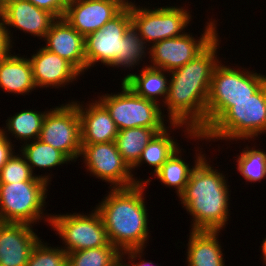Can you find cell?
Listing matches in <instances>:
<instances>
[{
  "instance_id": "6da1fadb",
  "label": "cell",
  "mask_w": 266,
  "mask_h": 266,
  "mask_svg": "<svg viewBox=\"0 0 266 266\" xmlns=\"http://www.w3.org/2000/svg\"><path fill=\"white\" fill-rule=\"evenodd\" d=\"M219 40L218 35L192 61L170 72L168 94L161 106L166 105L169 124H182L193 133H205L211 79L220 58L217 55Z\"/></svg>"
},
{
  "instance_id": "7a4b0ae2",
  "label": "cell",
  "mask_w": 266,
  "mask_h": 266,
  "mask_svg": "<svg viewBox=\"0 0 266 266\" xmlns=\"http://www.w3.org/2000/svg\"><path fill=\"white\" fill-rule=\"evenodd\" d=\"M197 151L194 169L178 198L192 216L191 230L221 231L230 216L228 181L226 175L207 162L203 151Z\"/></svg>"
},
{
  "instance_id": "3957f363",
  "label": "cell",
  "mask_w": 266,
  "mask_h": 266,
  "mask_svg": "<svg viewBox=\"0 0 266 266\" xmlns=\"http://www.w3.org/2000/svg\"><path fill=\"white\" fill-rule=\"evenodd\" d=\"M147 184L110 188L95 209L101 215L112 245L120 252L144 249L149 240L148 213L144 199Z\"/></svg>"
},
{
  "instance_id": "277c9868",
  "label": "cell",
  "mask_w": 266,
  "mask_h": 266,
  "mask_svg": "<svg viewBox=\"0 0 266 266\" xmlns=\"http://www.w3.org/2000/svg\"><path fill=\"white\" fill-rule=\"evenodd\" d=\"M264 132L266 134V97L261 87L250 99L232 102V106L204 134L194 133L191 138L208 142L254 141Z\"/></svg>"
},
{
  "instance_id": "5b68a950",
  "label": "cell",
  "mask_w": 266,
  "mask_h": 266,
  "mask_svg": "<svg viewBox=\"0 0 266 266\" xmlns=\"http://www.w3.org/2000/svg\"><path fill=\"white\" fill-rule=\"evenodd\" d=\"M221 63L219 61L212 74L205 132L232 106V102L250 99L261 88L265 76L250 69H235L234 66L231 68Z\"/></svg>"
},
{
  "instance_id": "8992f818",
  "label": "cell",
  "mask_w": 266,
  "mask_h": 266,
  "mask_svg": "<svg viewBox=\"0 0 266 266\" xmlns=\"http://www.w3.org/2000/svg\"><path fill=\"white\" fill-rule=\"evenodd\" d=\"M50 184L47 181L0 183V222L34 226L39 220L45 219L50 224L51 215L43 211L47 203V186Z\"/></svg>"
},
{
  "instance_id": "52a82bcc",
  "label": "cell",
  "mask_w": 266,
  "mask_h": 266,
  "mask_svg": "<svg viewBox=\"0 0 266 266\" xmlns=\"http://www.w3.org/2000/svg\"><path fill=\"white\" fill-rule=\"evenodd\" d=\"M121 92L103 94L98 100L109 111L118 130L134 127L166 128L161 105L138 96L127 84L121 82Z\"/></svg>"
},
{
  "instance_id": "ba28073f",
  "label": "cell",
  "mask_w": 266,
  "mask_h": 266,
  "mask_svg": "<svg viewBox=\"0 0 266 266\" xmlns=\"http://www.w3.org/2000/svg\"><path fill=\"white\" fill-rule=\"evenodd\" d=\"M138 6L134 4L131 7L132 26L143 41L148 43V47L151 43L184 35L185 28L192 20L191 12L185 7L164 6L150 9Z\"/></svg>"
},
{
  "instance_id": "9c48e42d",
  "label": "cell",
  "mask_w": 266,
  "mask_h": 266,
  "mask_svg": "<svg viewBox=\"0 0 266 266\" xmlns=\"http://www.w3.org/2000/svg\"><path fill=\"white\" fill-rule=\"evenodd\" d=\"M50 226L65 244L61 248L66 253L102 247L110 243L101 215L95 208L87 215L77 212L51 214Z\"/></svg>"
},
{
  "instance_id": "30bf717a",
  "label": "cell",
  "mask_w": 266,
  "mask_h": 266,
  "mask_svg": "<svg viewBox=\"0 0 266 266\" xmlns=\"http://www.w3.org/2000/svg\"><path fill=\"white\" fill-rule=\"evenodd\" d=\"M39 139L61 151L71 162H76L82 149L77 101L47 110Z\"/></svg>"
},
{
  "instance_id": "8fae6325",
  "label": "cell",
  "mask_w": 266,
  "mask_h": 266,
  "mask_svg": "<svg viewBox=\"0 0 266 266\" xmlns=\"http://www.w3.org/2000/svg\"><path fill=\"white\" fill-rule=\"evenodd\" d=\"M206 24L198 39L186 32L180 37L168 38L151 44L150 58L147 57L151 60V64L148 66L171 72L192 61L218 36L216 20L209 19Z\"/></svg>"
},
{
  "instance_id": "7c38bea8",
  "label": "cell",
  "mask_w": 266,
  "mask_h": 266,
  "mask_svg": "<svg viewBox=\"0 0 266 266\" xmlns=\"http://www.w3.org/2000/svg\"><path fill=\"white\" fill-rule=\"evenodd\" d=\"M80 157H83L87 172L98 179L110 184V188H128L137 184L150 185V178L146 180L134 178L131 168L123 160L117 150L115 141L82 144ZM113 185V186H112Z\"/></svg>"
},
{
  "instance_id": "4fadbf2b",
  "label": "cell",
  "mask_w": 266,
  "mask_h": 266,
  "mask_svg": "<svg viewBox=\"0 0 266 266\" xmlns=\"http://www.w3.org/2000/svg\"><path fill=\"white\" fill-rule=\"evenodd\" d=\"M132 27L131 8L123 9L103 27L85 37L86 70L101 62L109 67L120 52L121 39Z\"/></svg>"
},
{
  "instance_id": "5bb4252c",
  "label": "cell",
  "mask_w": 266,
  "mask_h": 266,
  "mask_svg": "<svg viewBox=\"0 0 266 266\" xmlns=\"http://www.w3.org/2000/svg\"><path fill=\"white\" fill-rule=\"evenodd\" d=\"M123 9L108 0H68L63 18L86 37L103 27Z\"/></svg>"
},
{
  "instance_id": "9a60e30c",
  "label": "cell",
  "mask_w": 266,
  "mask_h": 266,
  "mask_svg": "<svg viewBox=\"0 0 266 266\" xmlns=\"http://www.w3.org/2000/svg\"><path fill=\"white\" fill-rule=\"evenodd\" d=\"M39 240L32 225L0 222V266H26Z\"/></svg>"
},
{
  "instance_id": "2e32d148",
  "label": "cell",
  "mask_w": 266,
  "mask_h": 266,
  "mask_svg": "<svg viewBox=\"0 0 266 266\" xmlns=\"http://www.w3.org/2000/svg\"><path fill=\"white\" fill-rule=\"evenodd\" d=\"M0 15L12 43H14V39L11 38L13 33L9 27L34 35V38L37 36L39 39H44L52 23L57 19L47 10L38 8L28 0H12Z\"/></svg>"
},
{
  "instance_id": "e0dca14e",
  "label": "cell",
  "mask_w": 266,
  "mask_h": 266,
  "mask_svg": "<svg viewBox=\"0 0 266 266\" xmlns=\"http://www.w3.org/2000/svg\"><path fill=\"white\" fill-rule=\"evenodd\" d=\"M29 60L36 88H66L82 76L70 62L42 46Z\"/></svg>"
},
{
  "instance_id": "ac0fdd59",
  "label": "cell",
  "mask_w": 266,
  "mask_h": 266,
  "mask_svg": "<svg viewBox=\"0 0 266 266\" xmlns=\"http://www.w3.org/2000/svg\"><path fill=\"white\" fill-rule=\"evenodd\" d=\"M43 47L70 62L81 74L86 71L85 37L64 18H57L44 37Z\"/></svg>"
},
{
  "instance_id": "d6986e66",
  "label": "cell",
  "mask_w": 266,
  "mask_h": 266,
  "mask_svg": "<svg viewBox=\"0 0 266 266\" xmlns=\"http://www.w3.org/2000/svg\"><path fill=\"white\" fill-rule=\"evenodd\" d=\"M83 106L77 101L81 123V144H97L115 141L118 128L106 107L98 100Z\"/></svg>"
},
{
  "instance_id": "ffe728a7",
  "label": "cell",
  "mask_w": 266,
  "mask_h": 266,
  "mask_svg": "<svg viewBox=\"0 0 266 266\" xmlns=\"http://www.w3.org/2000/svg\"><path fill=\"white\" fill-rule=\"evenodd\" d=\"M220 231L191 230L187 243V266H226Z\"/></svg>"
},
{
  "instance_id": "44dd1931",
  "label": "cell",
  "mask_w": 266,
  "mask_h": 266,
  "mask_svg": "<svg viewBox=\"0 0 266 266\" xmlns=\"http://www.w3.org/2000/svg\"><path fill=\"white\" fill-rule=\"evenodd\" d=\"M13 54L0 61V88L5 93L27 95L36 89L31 62L27 56Z\"/></svg>"
},
{
  "instance_id": "7402d4cb",
  "label": "cell",
  "mask_w": 266,
  "mask_h": 266,
  "mask_svg": "<svg viewBox=\"0 0 266 266\" xmlns=\"http://www.w3.org/2000/svg\"><path fill=\"white\" fill-rule=\"evenodd\" d=\"M141 69L140 74L128 73L121 82L127 84L138 96L164 104L169 89L170 80L167 77L170 72L150 67L148 64ZM161 97L163 98L160 99Z\"/></svg>"
},
{
  "instance_id": "603a6c76",
  "label": "cell",
  "mask_w": 266,
  "mask_h": 266,
  "mask_svg": "<svg viewBox=\"0 0 266 266\" xmlns=\"http://www.w3.org/2000/svg\"><path fill=\"white\" fill-rule=\"evenodd\" d=\"M170 126L166 127L163 131L157 133L146 145L140 159L138 162L131 168V171H134L135 168L141 167L142 164L147 163V165L154 167L153 173L155 174L162 164L177 150L180 145L175 141L174 137L170 136L168 130L171 128L174 131V128L178 130L182 127L185 128V136L191 139V136L194 134L188 127L182 124H168ZM188 134V135H187Z\"/></svg>"
},
{
  "instance_id": "cb8c5ba5",
  "label": "cell",
  "mask_w": 266,
  "mask_h": 266,
  "mask_svg": "<svg viewBox=\"0 0 266 266\" xmlns=\"http://www.w3.org/2000/svg\"><path fill=\"white\" fill-rule=\"evenodd\" d=\"M165 128L134 127L119 130L115 143L123 160L132 168L149 141Z\"/></svg>"
},
{
  "instance_id": "d4e9b609",
  "label": "cell",
  "mask_w": 266,
  "mask_h": 266,
  "mask_svg": "<svg viewBox=\"0 0 266 266\" xmlns=\"http://www.w3.org/2000/svg\"><path fill=\"white\" fill-rule=\"evenodd\" d=\"M47 111L43 113L34 110H22L15 113L14 116L9 117L6 122V127L1 128L3 134L10 140L9 134L14 136L17 140L24 143L39 139L42 122ZM7 129V130H6ZM9 134H8V133Z\"/></svg>"
},
{
  "instance_id": "484cf974",
  "label": "cell",
  "mask_w": 266,
  "mask_h": 266,
  "mask_svg": "<svg viewBox=\"0 0 266 266\" xmlns=\"http://www.w3.org/2000/svg\"><path fill=\"white\" fill-rule=\"evenodd\" d=\"M19 150L25 157L32 172L35 169L34 167H39L40 169L45 168L46 170L47 168H55L56 166L70 162L61 151L42 142L40 139L22 144Z\"/></svg>"
},
{
  "instance_id": "4316f807",
  "label": "cell",
  "mask_w": 266,
  "mask_h": 266,
  "mask_svg": "<svg viewBox=\"0 0 266 266\" xmlns=\"http://www.w3.org/2000/svg\"><path fill=\"white\" fill-rule=\"evenodd\" d=\"M182 148L177 149L160 167V169L153 175L157 177L161 184L166 187H174L176 189L177 196H179L187 185L190 174L194 169V166L186 163V160L182 159ZM180 156H179V155Z\"/></svg>"
},
{
  "instance_id": "83f0119b",
  "label": "cell",
  "mask_w": 266,
  "mask_h": 266,
  "mask_svg": "<svg viewBox=\"0 0 266 266\" xmlns=\"http://www.w3.org/2000/svg\"><path fill=\"white\" fill-rule=\"evenodd\" d=\"M139 33L133 28V26L126 32L123 39H121L120 52L117 58L109 67H116L124 69H133L143 61V58L149 54V47ZM147 48V49H146ZM147 51V52H146Z\"/></svg>"
},
{
  "instance_id": "f1b7e54d",
  "label": "cell",
  "mask_w": 266,
  "mask_h": 266,
  "mask_svg": "<svg viewBox=\"0 0 266 266\" xmlns=\"http://www.w3.org/2000/svg\"><path fill=\"white\" fill-rule=\"evenodd\" d=\"M120 251L111 243L106 246L67 253V266H115Z\"/></svg>"
},
{
  "instance_id": "f546056e",
  "label": "cell",
  "mask_w": 266,
  "mask_h": 266,
  "mask_svg": "<svg viewBox=\"0 0 266 266\" xmlns=\"http://www.w3.org/2000/svg\"><path fill=\"white\" fill-rule=\"evenodd\" d=\"M245 146L237 155L236 169L247 182H257L266 178V152L264 149Z\"/></svg>"
},
{
  "instance_id": "4dcf8cb0",
  "label": "cell",
  "mask_w": 266,
  "mask_h": 266,
  "mask_svg": "<svg viewBox=\"0 0 266 266\" xmlns=\"http://www.w3.org/2000/svg\"><path fill=\"white\" fill-rule=\"evenodd\" d=\"M13 153L0 171V183H16L22 181H47L51 182L50 173L47 175H35L31 171L25 157L20 153ZM50 177V178H49Z\"/></svg>"
},
{
  "instance_id": "1f68e13d",
  "label": "cell",
  "mask_w": 266,
  "mask_h": 266,
  "mask_svg": "<svg viewBox=\"0 0 266 266\" xmlns=\"http://www.w3.org/2000/svg\"><path fill=\"white\" fill-rule=\"evenodd\" d=\"M40 239L33 247L26 266H67V253L61 247H51Z\"/></svg>"
},
{
  "instance_id": "d6a6232c",
  "label": "cell",
  "mask_w": 266,
  "mask_h": 266,
  "mask_svg": "<svg viewBox=\"0 0 266 266\" xmlns=\"http://www.w3.org/2000/svg\"><path fill=\"white\" fill-rule=\"evenodd\" d=\"M38 8L47 10L56 18H63L68 0H28Z\"/></svg>"
},
{
  "instance_id": "836d02e7",
  "label": "cell",
  "mask_w": 266,
  "mask_h": 266,
  "mask_svg": "<svg viewBox=\"0 0 266 266\" xmlns=\"http://www.w3.org/2000/svg\"><path fill=\"white\" fill-rule=\"evenodd\" d=\"M143 251L144 249H131L121 252L117 261L118 266H155L154 263H152V261L147 262L145 259L144 260L141 259L143 257L142 254H144ZM126 257L129 260L128 263L127 262L125 263L123 261V259L126 260L125 259ZM138 259L140 261H138ZM156 266L159 265L156 264Z\"/></svg>"
},
{
  "instance_id": "e575fe53",
  "label": "cell",
  "mask_w": 266,
  "mask_h": 266,
  "mask_svg": "<svg viewBox=\"0 0 266 266\" xmlns=\"http://www.w3.org/2000/svg\"><path fill=\"white\" fill-rule=\"evenodd\" d=\"M12 41L8 36L7 28L5 22L0 15V61L8 57L12 52L13 48Z\"/></svg>"
},
{
  "instance_id": "d590c367",
  "label": "cell",
  "mask_w": 266,
  "mask_h": 266,
  "mask_svg": "<svg viewBox=\"0 0 266 266\" xmlns=\"http://www.w3.org/2000/svg\"><path fill=\"white\" fill-rule=\"evenodd\" d=\"M13 145L0 128V171L12 154L15 153V145Z\"/></svg>"
},
{
  "instance_id": "8d00e7d4",
  "label": "cell",
  "mask_w": 266,
  "mask_h": 266,
  "mask_svg": "<svg viewBox=\"0 0 266 266\" xmlns=\"http://www.w3.org/2000/svg\"><path fill=\"white\" fill-rule=\"evenodd\" d=\"M108 1H112L118 4L122 9L131 8L135 4V2L133 3L132 1L129 0H108Z\"/></svg>"
},
{
  "instance_id": "74e56055",
  "label": "cell",
  "mask_w": 266,
  "mask_h": 266,
  "mask_svg": "<svg viewBox=\"0 0 266 266\" xmlns=\"http://www.w3.org/2000/svg\"><path fill=\"white\" fill-rule=\"evenodd\" d=\"M261 258L263 259V264L265 263L266 266V238L263 240L262 244H261Z\"/></svg>"
},
{
  "instance_id": "f35d334b",
  "label": "cell",
  "mask_w": 266,
  "mask_h": 266,
  "mask_svg": "<svg viewBox=\"0 0 266 266\" xmlns=\"http://www.w3.org/2000/svg\"><path fill=\"white\" fill-rule=\"evenodd\" d=\"M12 0H0V12L11 2Z\"/></svg>"
},
{
  "instance_id": "ab89813d",
  "label": "cell",
  "mask_w": 266,
  "mask_h": 266,
  "mask_svg": "<svg viewBox=\"0 0 266 266\" xmlns=\"http://www.w3.org/2000/svg\"><path fill=\"white\" fill-rule=\"evenodd\" d=\"M261 87H262L263 92H264L265 97H266V75L263 78V82H262V86Z\"/></svg>"
}]
</instances>
